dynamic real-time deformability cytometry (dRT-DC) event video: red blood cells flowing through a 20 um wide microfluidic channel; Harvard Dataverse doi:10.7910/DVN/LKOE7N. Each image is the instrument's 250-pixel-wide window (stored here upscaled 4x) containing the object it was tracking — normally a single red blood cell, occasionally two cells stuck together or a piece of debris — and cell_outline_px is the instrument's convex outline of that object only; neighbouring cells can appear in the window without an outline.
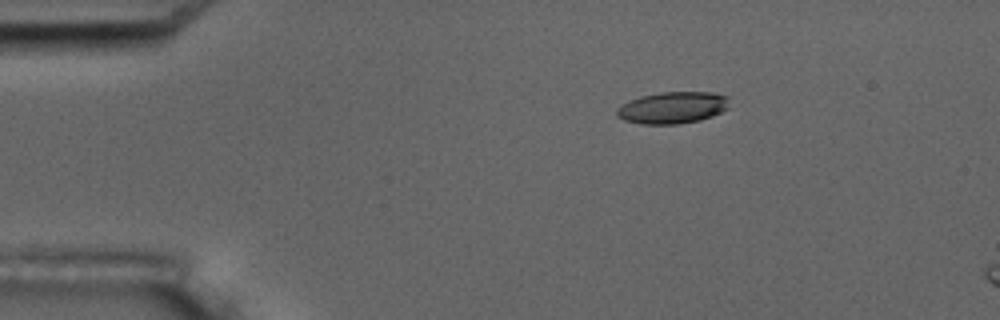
{"species": "common noctule bat (a hibernating species)", "species_latin": "Nyctalus noctula", "temperature_condition": "room temperature", "stored_images_in_passage": 3, "camera_frame_rate_fps": 3000, "um_per_image_px": 0.085, "animal": {"sex": "male", "body_mass_g": 17.5, "forearm_length_mm": 52.3}, "frame": {"image": 1, "passage_image": 1, "time_ms": 0.0, "image_size_px": [1000, 320], "cell_outline_px": [[728, 108], [712, 116], [700, 120], [676, 124], [640, 124], [624, 120], [616, 116], [616, 108], [620, 104], [628, 100], [640, 96], [660, 92], [712, 92], [728, 96]], "centroid_in_image_um": [57.12, 9.14], "position_along_channel_um": 27.9, "area_um2": 21.04}}